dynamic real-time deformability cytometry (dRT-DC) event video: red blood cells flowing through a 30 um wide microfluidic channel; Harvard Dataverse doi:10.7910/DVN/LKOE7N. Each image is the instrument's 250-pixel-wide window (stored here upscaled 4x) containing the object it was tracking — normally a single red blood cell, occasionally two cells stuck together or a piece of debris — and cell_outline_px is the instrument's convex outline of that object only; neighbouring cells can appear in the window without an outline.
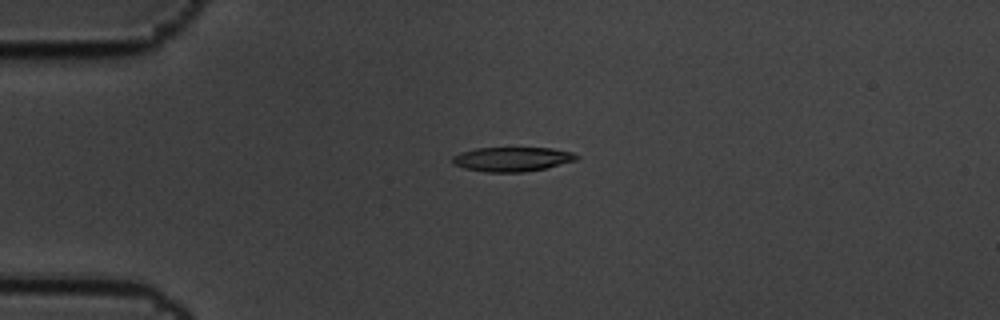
{"species": "common noctule bat (a hibernating species)", "species_latin": "Nyctalus noctula", "temperature_condition": "cold", "stored_images_in_passage": 5, "camera_frame_rate_fps": 3000, "um_per_image_px": 0.085, "animal": {"sex": "male", "body_mass_g": 19.5, "forearm_length_mm": 54.6}, "frame": {"image": 1, "passage_image": 3, "time_ms": 0.667, "image_size_px": [1000, 320], "cell_outline_px": [[580, 156], [576, 160], [548, 168], [524, 172], [484, 172], [464, 168], [452, 164], [452, 156], [460, 152], [476, 148], [552, 148], [572, 152]], "centroid_in_image_um": [43.52, 13.53], "position_along_channel_um": 41.5, "area_um2": 17.8}}
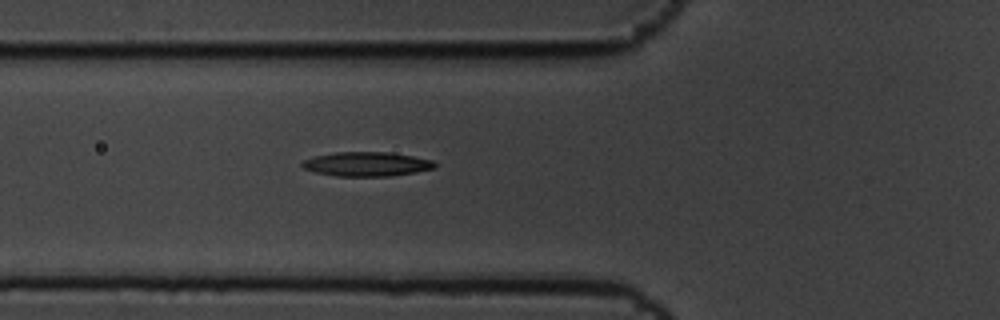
{"frame": {"image": 2, "passage_image": 5, "time_ms": 1.333, "image_size_px": [1000, 320], "cell_outline_px": [[436, 168], [416, 172], [392, 176], [336, 176], [316, 172], [304, 168], [300, 164], [304, 160], [312, 156], [336, 152], [388, 152], [412, 156], [432, 160], [436, 164]], "centroid_in_image_um": [31.17, 13.94], "position_along_channel_um": 94.6, "area_um2": 18.79}}